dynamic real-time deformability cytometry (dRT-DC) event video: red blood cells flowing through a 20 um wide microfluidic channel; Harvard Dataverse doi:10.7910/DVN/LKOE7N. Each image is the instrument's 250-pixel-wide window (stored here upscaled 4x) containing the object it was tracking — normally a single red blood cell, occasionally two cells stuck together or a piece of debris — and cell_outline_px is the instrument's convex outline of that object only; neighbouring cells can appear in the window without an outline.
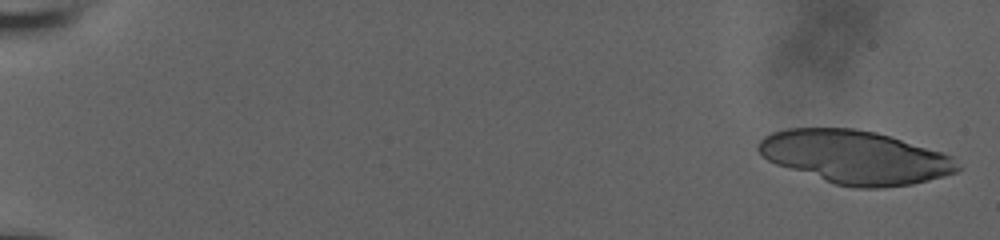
{"species": "human", "species_latin": "Homo sapiens", "temperature_condition": "room temperature", "stored_images_in_passage": 20, "camera_frame_rate_fps": 3000, "um_per_image_px": 0.085, "donor": {"sex": "male"}, "frame": {"image": 1, "passage_image": 1, "time_ms": 0.0, "image_size_px": [1000, 240], "cell_outline_px": [[960, 168], [956, 172], [928, 180], [912, 184], [880, 188], [856, 188], [836, 184], [776, 164], [768, 160], [756, 148], [760, 140], [764, 136], [772, 132], [788, 128], [856, 128], [876, 132], [940, 152], [952, 156]], "centroid_in_image_um": [72.67, 13.35], "position_along_channel_um": 12.3, "area_um2": 61.21}}
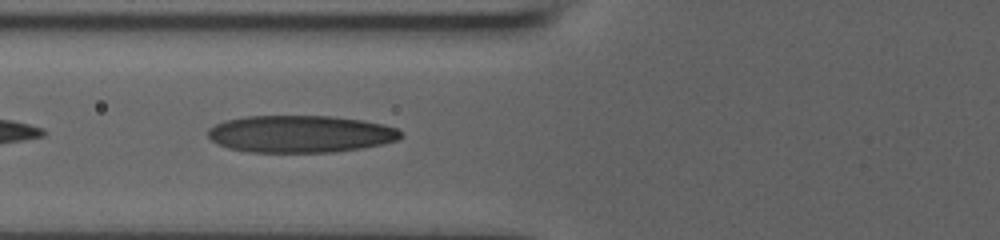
{"frame": {"image": 2, "passage_image": 16, "time_ms": 5.0, "image_size_px": [1000, 240], "cell_outline_px": [[400, 136], [396, 140], [380, 144], [360, 148], [336, 152], [248, 152], [228, 148], [212, 140], [208, 136], [208, 128], [224, 120], [248, 116], [332, 116], [360, 120], [384, 124], [396, 128], [400, 132]], "centroid_in_image_um": [25.49, 11.38], "position_along_channel_um": 100.3, "area_um2": 41.56}}
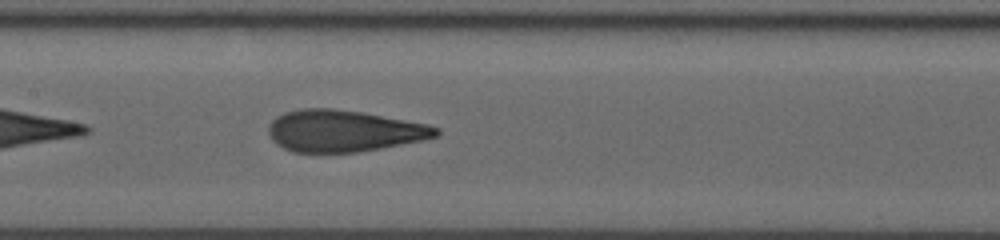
{"frame": {"image": 3, "passage_image": 20, "time_ms": 6.333, "image_size_px": [1000, 240], "cell_outline_px": [[440, 132], [436, 136], [424, 140], [380, 148], [356, 152], [292, 152], [276, 144], [272, 140], [268, 132], [268, 128], [272, 120], [276, 116], [284, 112], [304, 108], [332, 108], [360, 112], [428, 124], [440, 128]], "centroid_in_image_um": [29.2, 11.12], "position_along_channel_um": 178.2, "area_um2": 40.58}}